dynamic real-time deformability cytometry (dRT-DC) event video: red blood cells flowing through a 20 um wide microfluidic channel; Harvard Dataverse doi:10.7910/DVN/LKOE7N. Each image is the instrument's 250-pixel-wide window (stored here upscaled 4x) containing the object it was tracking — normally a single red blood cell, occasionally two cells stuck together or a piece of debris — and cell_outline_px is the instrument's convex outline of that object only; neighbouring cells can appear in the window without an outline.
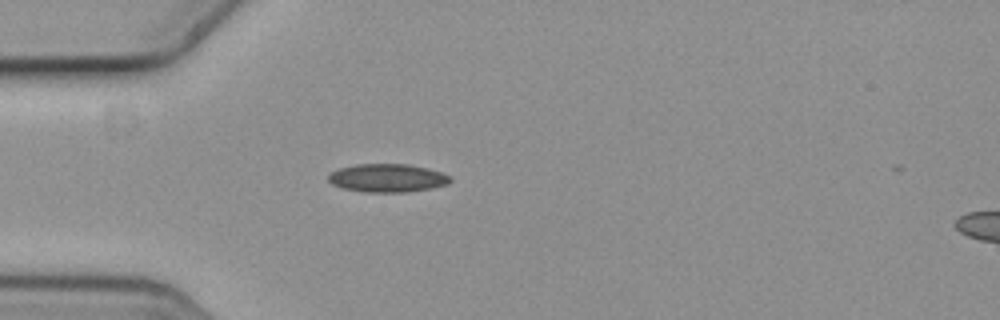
{"species": "common noctule bat (a hibernating species)", "species_latin": "Nyctalus noctula", "temperature_condition": "cold", "stored_images_in_passage": 4, "camera_frame_rate_fps": 3000, "um_per_image_px": 0.085, "animal": {"sex": "female", "body_mass_g": 19.3, "forearm_length_mm": 54.1}, "frame": {"image": 1, "passage_image": 4, "time_ms": 1.0, "image_size_px": [1000, 320], "cell_outline_px": [[452, 180], [448, 184], [432, 188], [404, 192], [368, 192], [344, 188], [332, 184], [328, 180], [328, 176], [332, 172], [340, 168], [356, 164], [408, 164], [428, 168], [452, 176]], "centroid_in_image_um": [32.97, 15.12], "position_along_channel_um": 52.0, "area_um2": 20.0}}